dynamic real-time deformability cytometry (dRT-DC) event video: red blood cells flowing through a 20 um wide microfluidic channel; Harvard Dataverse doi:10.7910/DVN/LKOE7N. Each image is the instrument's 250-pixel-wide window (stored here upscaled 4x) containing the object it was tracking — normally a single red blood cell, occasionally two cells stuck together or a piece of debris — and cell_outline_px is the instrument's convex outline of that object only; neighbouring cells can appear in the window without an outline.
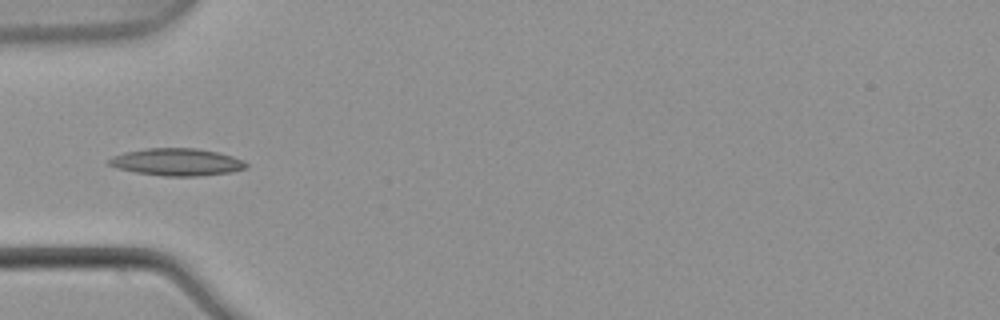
{"species": "common noctule bat (a hibernating species)", "species_latin": "Nyctalus noctula", "temperature_condition": "warm", "stored_images_in_passage": 6, "camera_frame_rate_fps": 3000, "um_per_image_px": 0.085, "animal": {"sex": "male", "body_mass_g": 21.5, "forearm_length_mm": 52.0}, "frame": {"image": 1, "passage_image": 6, "time_ms": 1.667, "image_size_px": [1000, 320], "cell_outline_px": [[248, 168], [232, 172], [200, 176], [164, 176], [136, 172], [116, 168], [108, 164], [108, 160], [112, 156], [124, 152], [148, 148], [196, 148], [216, 152], [232, 156], [244, 160], [248, 164]], "centroid_in_image_um": [15.05, 13.77], "position_along_channel_um": 69.9, "area_um2": 21.91}}